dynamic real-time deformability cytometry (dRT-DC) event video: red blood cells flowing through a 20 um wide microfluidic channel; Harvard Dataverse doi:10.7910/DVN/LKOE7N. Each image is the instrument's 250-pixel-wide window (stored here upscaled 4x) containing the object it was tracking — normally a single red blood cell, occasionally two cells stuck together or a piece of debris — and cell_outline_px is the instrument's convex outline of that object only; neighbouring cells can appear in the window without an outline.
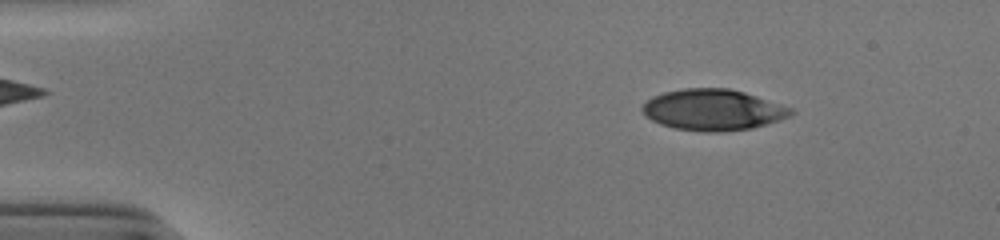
{"species": "human", "species_latin": "Homo sapiens", "temperature_condition": "cold", "stored_images_in_passage": 52, "camera_frame_rate_fps": 3000, "um_per_image_px": 0.085, "donor": {"sex": "male"}, "frame": {"image": 1, "passage_image": 7, "time_ms": 2.0, "image_size_px": [1000, 240], "cell_outline_px": [[796, 112], [792, 116], [752, 128], [720, 132], [704, 132], [676, 128], [660, 124], [644, 116], [640, 108], [652, 96], [664, 92], [684, 88], [728, 88], [744, 92], [792, 108]], "centroid_in_image_um": [60.59, 9.34], "position_along_channel_um": 24.4, "area_um2": 35.6}}
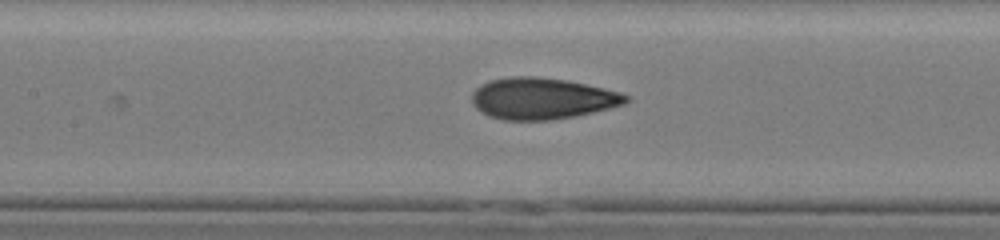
{"frame": {"image": 2, "passage_image": 24, "time_ms": 7.667, "image_size_px": [1000, 240], "cell_outline_px": [[632, 100], [624, 104], [576, 116], [552, 120], [504, 120], [488, 116], [476, 108], [472, 104], [472, 92], [476, 88], [492, 80], [512, 76], [532, 76], [564, 80], [604, 88], [620, 92], [632, 96]], "centroid_in_image_um": [46.1, 8.38], "position_along_channel_um": 161.3, "area_um2": 37.11}}
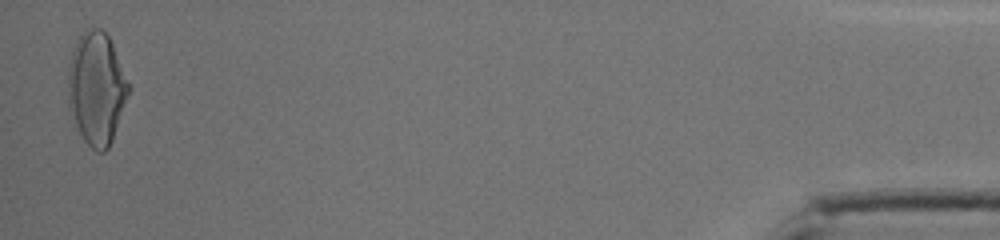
{"frame": {"image": 3, "passage_image": 51, "time_ms": 16.667, "image_size_px": [1000, 240], "cell_outline_px": [[132, 88], [112, 140], [108, 148], [104, 152], [96, 152], [84, 140], [68, 108], [68, 64], [72, 52], [80, 36], [88, 28], [100, 28], [108, 36], [112, 44]], "centroid_in_image_um": [8.22, 7.53], "position_along_channel_um": 427.0, "area_um2": 39.71}, "authors_computed_cell_mechanics": {"area_um2": 35.7204, "velocity_mm_per_s": 3.9074, "shape_relaxation_time_tau1_ms": 6.7439, "shape_relaxation_time_tau2_ms": 1.0684, "deformation_change_tau1": 0.2221, "deformation_change_tau2": 0.0749}}